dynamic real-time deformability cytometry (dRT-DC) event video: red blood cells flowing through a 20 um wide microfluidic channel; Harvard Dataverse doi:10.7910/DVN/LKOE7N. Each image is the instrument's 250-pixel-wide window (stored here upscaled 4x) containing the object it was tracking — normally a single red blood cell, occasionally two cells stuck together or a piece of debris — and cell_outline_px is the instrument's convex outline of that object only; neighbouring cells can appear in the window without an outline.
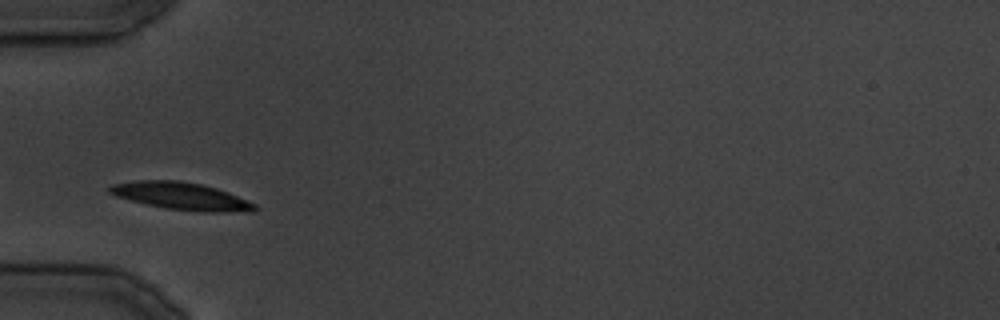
{"species": "common noctule bat (a hibernating species)", "species_latin": "Nyctalus noctula", "temperature_condition": "cold", "stored_images_in_passage": 5, "camera_frame_rate_fps": 3000, "um_per_image_px": 0.085, "animal": {"sex": "male", "body_mass_g": 19.5, "forearm_length_mm": 54.6}, "frame": {"image": 1, "passage_image": 1, "time_ms": 0.0, "image_size_px": [1000, 320], "cell_outline_px": [[260, 208], [256, 212], [204, 212], [164, 208], [116, 196], [108, 192], [108, 188], [112, 184], [136, 180], [176, 180], [200, 184], [216, 188], [228, 192], [256, 204]], "centroid_in_image_um": [15.47, 16.68], "position_along_channel_um": 69.5, "area_um2": 23.18}}